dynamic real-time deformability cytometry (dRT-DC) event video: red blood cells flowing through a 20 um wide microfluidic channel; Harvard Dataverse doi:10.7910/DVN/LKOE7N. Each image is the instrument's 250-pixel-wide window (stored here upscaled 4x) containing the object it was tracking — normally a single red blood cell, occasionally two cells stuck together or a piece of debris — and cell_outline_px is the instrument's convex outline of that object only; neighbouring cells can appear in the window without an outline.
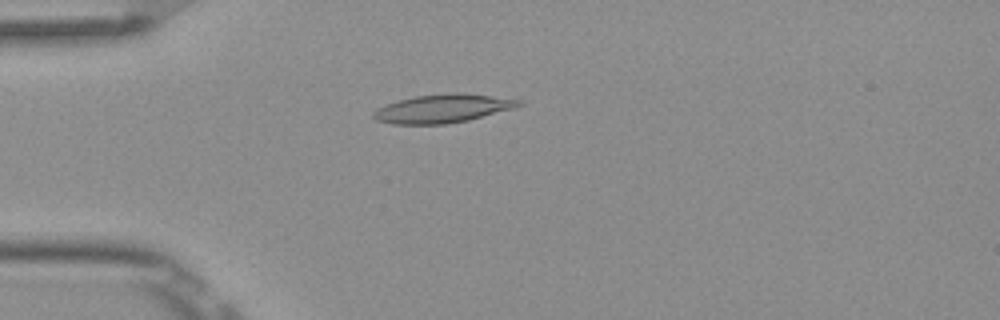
{"species": "Egyptian fruit bat (a non-hibernating species)", "species_latin": "Rousettus aegyptiacus", "temperature_condition": "room temperature", "stored_images_in_passage": 5, "camera_frame_rate_fps": 3000, "um_per_image_px": 0.085, "frame": {"image": 1, "passage_image": 4, "time_ms": 1.0, "image_size_px": [1000, 320], "cell_outline_px": [[524, 104], [512, 108], [468, 120], [444, 124], [392, 124], [376, 120], [372, 116], [372, 112], [376, 108], [400, 100], [416, 96], [452, 92], [464, 92], [524, 100]], "centroid_in_image_um": [37.64, 9.21], "position_along_channel_um": 47.4, "area_um2": 24.1}}